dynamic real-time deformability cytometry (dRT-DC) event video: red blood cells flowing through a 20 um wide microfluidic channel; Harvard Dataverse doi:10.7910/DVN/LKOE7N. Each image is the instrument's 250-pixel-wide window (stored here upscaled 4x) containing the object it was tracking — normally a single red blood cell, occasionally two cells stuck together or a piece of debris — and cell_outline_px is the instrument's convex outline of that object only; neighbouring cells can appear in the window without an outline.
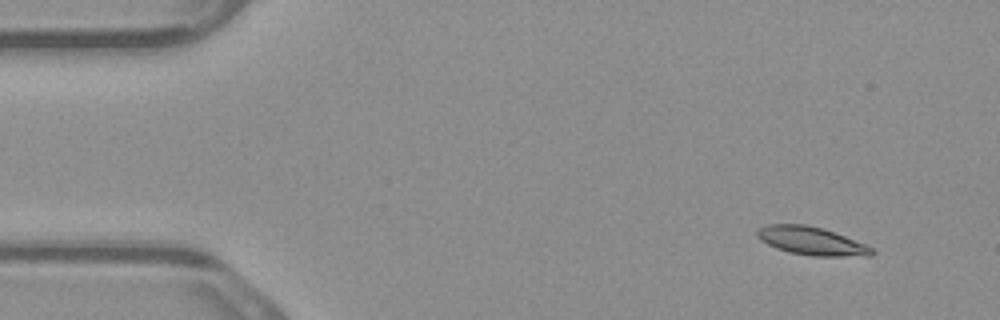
{"species": "common noctule bat (a hibernating species)", "species_latin": "Nyctalus noctula", "temperature_condition": "warm", "stored_images_in_passage": 4, "camera_frame_rate_fps": 3000, "um_per_image_px": 0.085, "animal": {"sex": "male", "body_mass_g": 23.1, "forearm_length_mm": 52.7}, "frame": {"image": 1, "passage_image": 1, "time_ms": 0.0, "image_size_px": [1000, 320], "cell_outline_px": [[876, 252], [872, 256], [812, 256], [788, 252], [776, 248], [760, 240], [756, 236], [756, 232], [760, 228], [768, 224], [808, 224], [844, 236], [864, 244], [872, 248]], "centroid_in_image_um": [68.96, 20.49], "position_along_channel_um": 16.0, "area_um2": 18.73}}
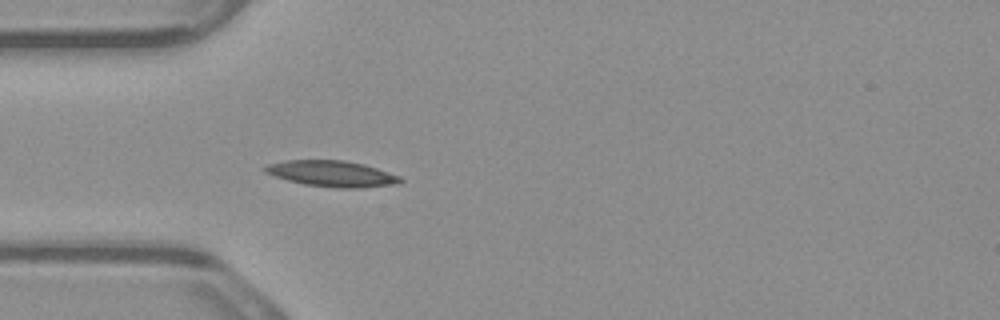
{"frame": {"image": 2, "passage_image": 4, "time_ms": 1.0, "image_size_px": [1000, 320], "cell_outline_px": [[404, 180], [400, 184], [364, 188], [340, 188], [304, 184], [288, 180], [264, 172], [260, 168], [268, 164], [288, 160], [344, 160], [364, 164], [400, 176]], "centroid_in_image_um": [28.24, 14.77], "position_along_channel_um": 56.8, "area_um2": 20.58}}